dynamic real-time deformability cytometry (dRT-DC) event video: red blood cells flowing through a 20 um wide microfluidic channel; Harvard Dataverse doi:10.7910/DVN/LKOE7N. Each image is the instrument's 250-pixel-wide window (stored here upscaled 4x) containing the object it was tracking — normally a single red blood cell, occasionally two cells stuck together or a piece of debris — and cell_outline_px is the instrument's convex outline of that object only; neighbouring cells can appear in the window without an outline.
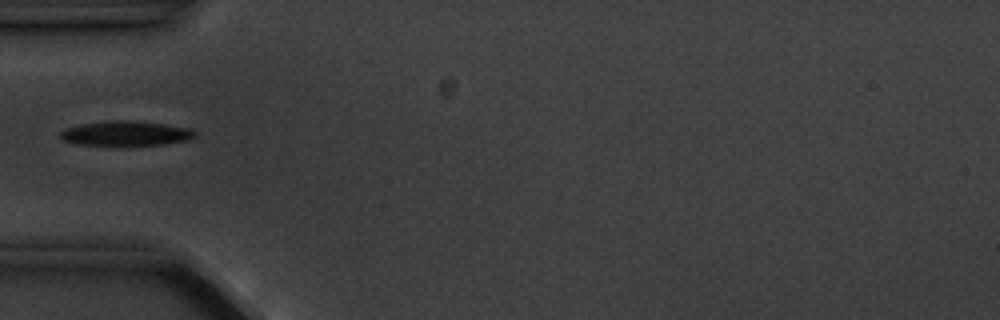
{"species": "common noctule bat (a hibernating species)", "species_latin": "Nyctalus noctula", "temperature_condition": "cold", "stored_images_in_passage": 3, "camera_frame_rate_fps": 3000, "um_per_image_px": 0.085, "animal": {"sex": "male", "body_mass_g": 20.1, "forearm_length_mm": 53.5}, "frame": {"image": 1, "passage_image": 1, "time_ms": 0.0, "image_size_px": [1000, 320], "cell_outline_px": [[196, 136], [188, 140], [164, 144], [76, 144], [64, 140], [60, 136], [60, 132], [64, 128], [80, 124], [112, 120], [132, 120], [164, 124], [188, 128], [196, 132]], "centroid_in_image_um": [10.69, 11.31], "position_along_channel_um": 74.3, "area_um2": 19.02}}